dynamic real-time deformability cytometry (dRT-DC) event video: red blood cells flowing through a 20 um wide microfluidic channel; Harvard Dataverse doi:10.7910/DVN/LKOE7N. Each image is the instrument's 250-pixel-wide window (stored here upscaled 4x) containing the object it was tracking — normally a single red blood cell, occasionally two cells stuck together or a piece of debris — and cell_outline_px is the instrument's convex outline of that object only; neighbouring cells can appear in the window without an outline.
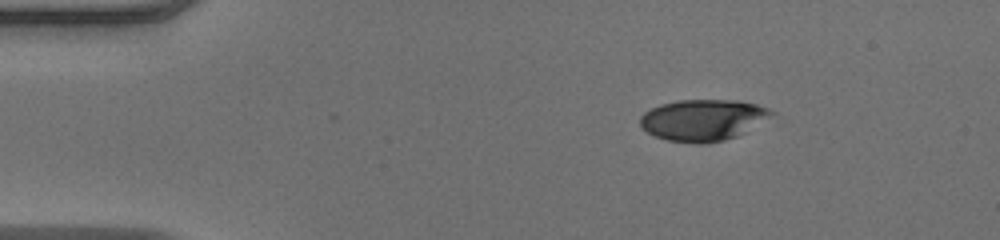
{"species": "human", "species_latin": "Homo sapiens", "temperature_condition": "warm", "stored_images_in_passage": 43, "camera_frame_rate_fps": 3000, "um_per_image_px": 0.085, "donor": {"sex": "male"}, "frame": {"image": 1, "passage_image": 1, "time_ms": 0.0, "image_size_px": [1000, 240], "cell_outline_px": [[776, 112], [744, 132], [736, 136], [724, 140], [708, 144], [696, 144], [668, 140], [656, 136], [648, 132], [640, 124], [640, 116], [644, 112], [660, 104], [676, 100], [736, 100], [756, 104], [768, 108]], "centroid_in_image_um": [59.72, 10.2], "position_along_channel_um": 25.3, "area_um2": 31.44}}
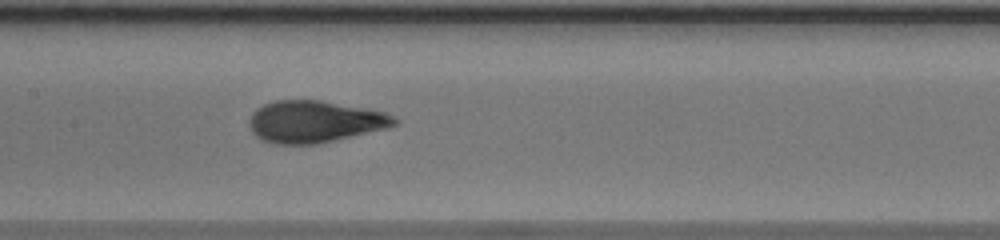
{"frame": {"image": 2, "passage_image": 18, "time_ms": 5.667, "image_size_px": [1000, 240], "cell_outline_px": [[400, 120], [396, 124], [388, 128], [316, 144], [276, 144], [260, 140], [252, 132], [248, 124], [248, 120], [252, 112], [256, 108], [264, 104], [276, 100], [320, 100], [368, 108], [384, 112]], "centroid_in_image_um": [26.72, 10.33], "position_along_channel_um": 180.7, "area_um2": 35.66}}
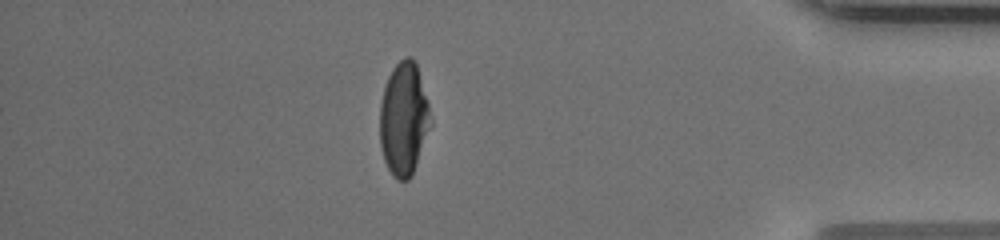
{"frame": {"image": 3, "passage_image": 37, "time_ms": 12.0, "image_size_px": [1000, 240], "cell_outline_px": [[432, 124], [416, 164], [408, 180], [396, 180], [392, 176], [384, 160], [380, 144], [380, 104], [384, 88], [388, 76], [392, 68], [404, 56], [412, 56], [416, 60], [428, 104], [432, 120]], "centroid_in_image_um": [34.32, 10.08], "position_along_channel_um": 400.9, "area_um2": 33.58}, "authors_computed_cell_mechanics": {"area_um2": 34.9112, "velocity_mm_per_s": 4.0807, "shape_relaxation_time_tau1_ms": 5.4644, "shape_relaxation_time_tau2_ms": null, "deformation_change_tau1": 0.2419, "deformation_change_tau2": null}}